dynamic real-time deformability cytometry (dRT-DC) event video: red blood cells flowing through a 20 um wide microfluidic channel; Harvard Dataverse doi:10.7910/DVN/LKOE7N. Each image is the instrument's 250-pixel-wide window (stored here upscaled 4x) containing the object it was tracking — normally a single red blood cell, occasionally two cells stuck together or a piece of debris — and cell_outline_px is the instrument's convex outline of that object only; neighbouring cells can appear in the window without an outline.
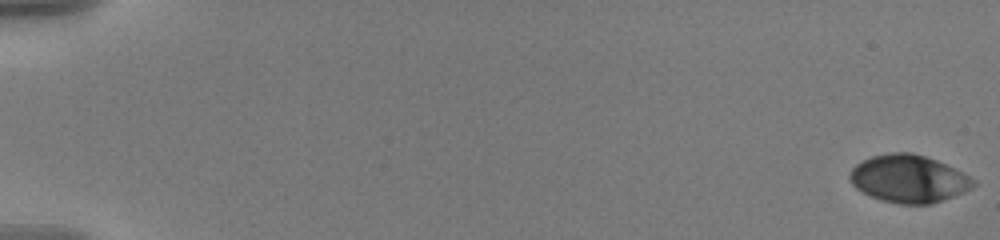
{"species": "human", "species_latin": "Homo sapiens", "temperature_condition": "warm", "stored_images_in_passage": 59, "camera_frame_rate_fps": 3000, "um_per_image_px": 0.085, "donor": {"sex": "male"}, "frame": {"image": 1, "passage_image": 1, "time_ms": 0.0, "image_size_px": [1000, 240], "cell_outline_px": [[980, 184], [964, 192], [928, 204], [900, 204], [880, 200], [856, 188], [852, 184], [848, 176], [852, 168], [856, 164], [872, 156], [888, 152], [912, 152], [936, 160], [976, 180]], "centroid_in_image_um": [77.23, 15.19], "position_along_channel_um": 7.8, "area_um2": 34.04}}
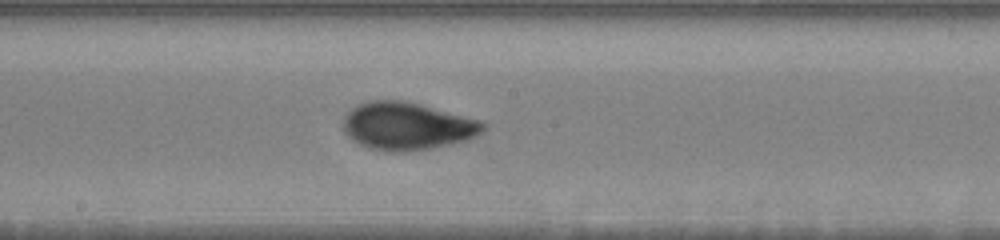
{"frame": {"image": 2, "passage_image": 34, "time_ms": 11.0, "image_size_px": [1000, 240], "cell_outline_px": [[484, 128], [476, 136], [468, 140], [452, 144], [404, 152], [392, 152], [372, 148], [360, 144], [352, 140], [344, 132], [344, 116], [352, 108], [360, 104], [372, 100], [404, 100], [484, 120]], "centroid_in_image_um": [34.64, 10.71], "position_along_channel_um": 213.6, "area_um2": 38.78}}
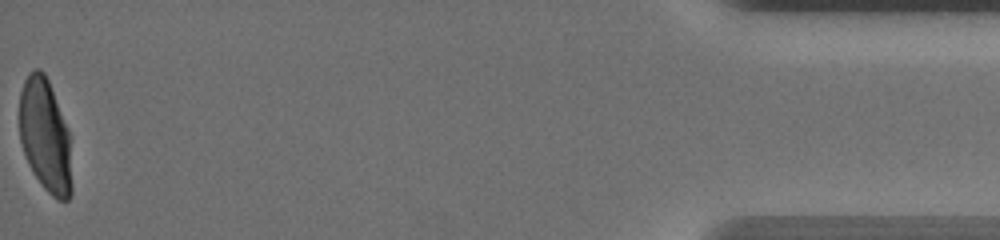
{"frame": {"image": 3, "passage_image": 59, "time_ms": 19.333, "image_size_px": [1000, 240], "cell_outline_px": [[72, 192], [68, 200], [56, 200], [40, 184], [32, 172], [28, 164], [20, 140], [20, 92], [24, 80], [28, 72], [32, 68], [40, 68], [44, 72], [48, 80], [68, 132], [72, 188]], "centroid_in_image_um": [3.82, 11.54], "position_along_channel_um": 431.4, "area_um2": 34.33}, "authors_computed_cell_mechanics": {"area_um2": 35.8938, "velocity_mm_per_s": 3.5758, "shape_relaxation_time_tau1_ms": 4.0203, "shape_relaxation_time_tau2_ms": 1.0099, "deformation_change_tau1": 0.1642, "deformation_change_tau2": 0.0463}}